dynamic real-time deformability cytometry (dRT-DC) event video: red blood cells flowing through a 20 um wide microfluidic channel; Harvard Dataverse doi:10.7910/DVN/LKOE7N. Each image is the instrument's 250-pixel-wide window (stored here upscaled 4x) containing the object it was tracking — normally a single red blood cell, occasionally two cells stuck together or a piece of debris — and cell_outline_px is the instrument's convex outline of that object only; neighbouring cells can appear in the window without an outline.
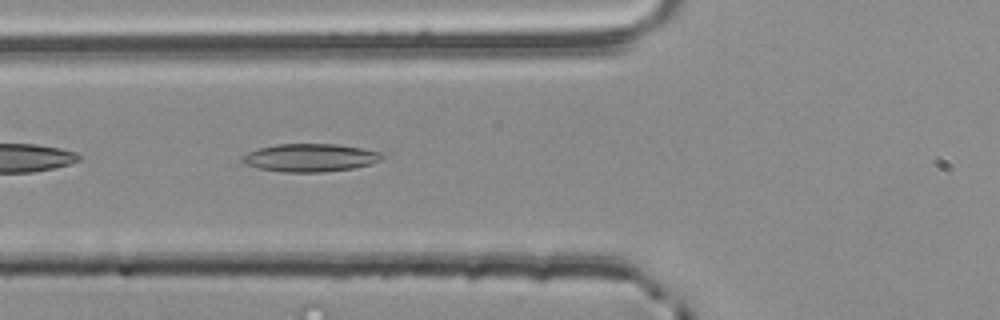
{"species": "common noctule bat (a hibernating species)", "species_latin": "Nyctalus noctula", "temperature_condition": "room temperature", "stored_images_in_passage": 38, "camera_frame_rate_fps": 3000, "um_per_image_px": 0.085, "animal": {"sex": "male", "body_mass_g": 20.4}, "frame": {"image": 1, "passage_image": 4, "time_ms": 1.0, "image_size_px": [1000, 320], "cell_outline_px": [[384, 156], [380, 160], [372, 164], [352, 168], [320, 172], [284, 172], [260, 168], [248, 164], [240, 160], [240, 156], [248, 152], [260, 148], [276, 144], [336, 144], [360, 148], [380, 152]], "centroid_in_image_um": [26.36, 13.4], "position_along_channel_um": 99.4, "area_um2": 22.54}}
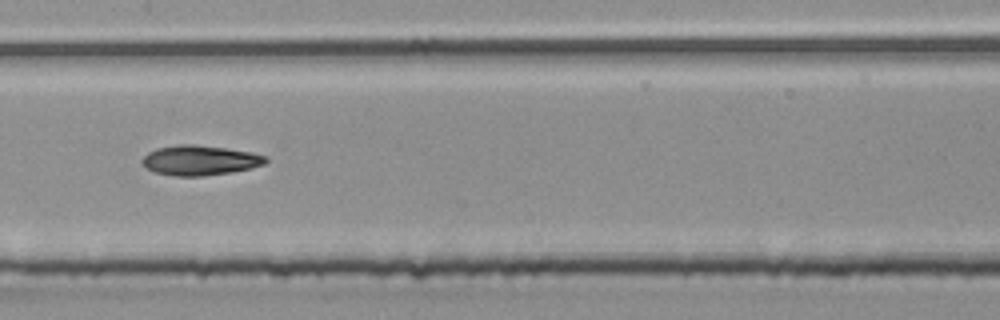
{"frame": {"image": 2, "passage_image": 11, "time_ms": 3.333, "image_size_px": [1000, 320], "cell_outline_px": [[268, 160], [264, 164], [252, 168], [232, 172], [204, 176], [172, 176], [156, 172], [148, 168], [140, 160], [148, 152], [156, 148], [180, 144], [192, 144], [224, 148], [252, 152], [268, 156]], "centroid_in_image_um": [17.01, 13.63], "position_along_channel_um": 190.4, "area_um2": 21.56}}
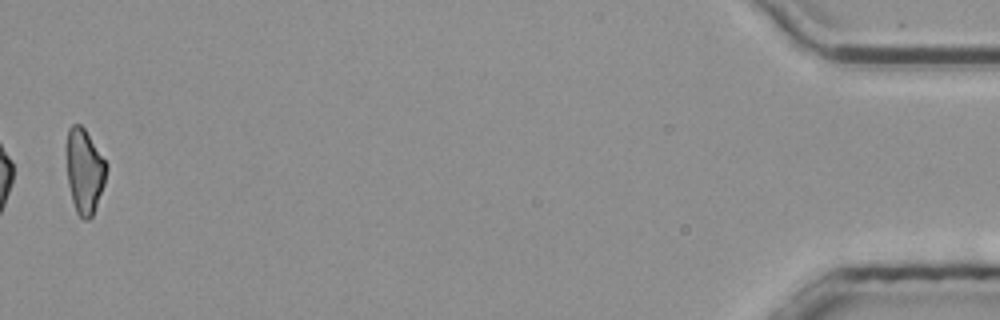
{"frame": {"image": 3, "passage_image": 37, "time_ms": 12.0, "image_size_px": [1000, 320], "cell_outline_px": [[108, 168], [104, 184], [92, 216], [88, 220], [84, 220], [76, 212], [72, 200], [68, 184], [64, 148], [68, 128], [72, 124], [80, 124], [84, 128], [108, 164]], "centroid_in_image_um": [7.14, 14.49], "position_along_channel_um": 428.1, "area_um2": 20.11}, "authors_computed_cell_mechanics": {"area_um2": 20.6346, "velocity_mm_per_s": 3.8715, "shape_relaxation_time_tau1_ms": null, "shape_relaxation_time_tau2_ms": 4.7179, "deformation_change_tau1": null, "deformation_change_tau2": 0.1238}}